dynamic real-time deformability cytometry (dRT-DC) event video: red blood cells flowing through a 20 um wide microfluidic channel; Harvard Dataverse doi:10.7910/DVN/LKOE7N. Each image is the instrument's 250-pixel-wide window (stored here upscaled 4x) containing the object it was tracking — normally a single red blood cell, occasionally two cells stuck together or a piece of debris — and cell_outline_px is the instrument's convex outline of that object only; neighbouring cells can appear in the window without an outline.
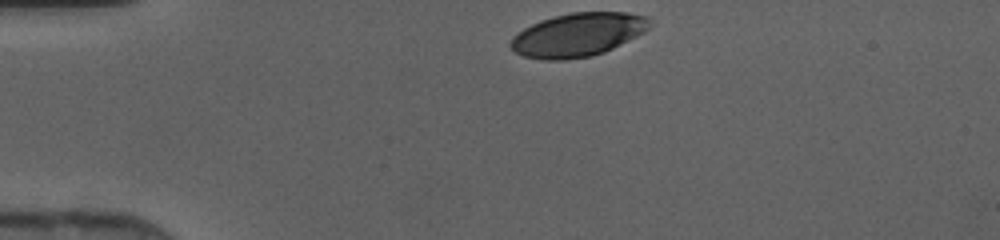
{"species": "human", "species_latin": "Homo sapiens", "temperature_condition": "cold", "stored_images_in_passage": 29, "camera_frame_rate_fps": 3000, "um_per_image_px": 0.085, "donor": {"sex": "female"}, "frame": {"image": 1, "passage_image": 1, "time_ms": 0.0, "image_size_px": [1000, 240], "cell_outline_px": [[652, 24], [644, 32], [604, 52], [592, 56], [564, 60], [540, 60], [524, 56], [516, 52], [508, 44], [512, 36], [524, 28], [540, 20], [572, 12], [628, 12], [648, 16], [652, 20]], "centroid_in_image_um": [49.12, 2.95], "position_along_channel_um": 35.9, "area_um2": 35.37}}
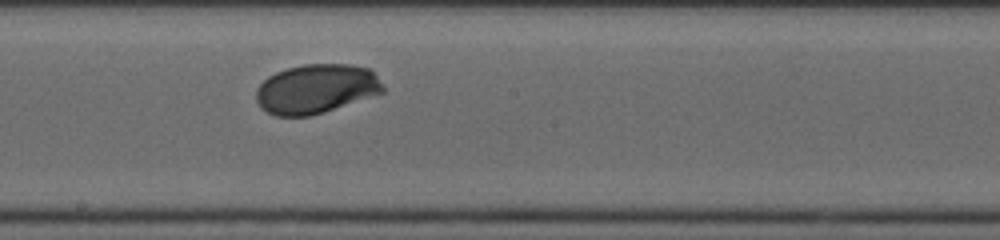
{"frame": {"image": 2, "passage_image": 17, "time_ms": 5.333, "image_size_px": [1000, 240], "cell_outline_px": [[384, 92], [324, 112], [308, 116], [276, 116], [260, 108], [256, 100], [256, 88], [268, 76], [276, 72], [288, 68], [304, 64], [352, 64], [368, 68], [376, 76], [384, 88]], "centroid_in_image_um": [26.84, 7.55], "position_along_channel_um": 221.4, "area_um2": 36.36}}
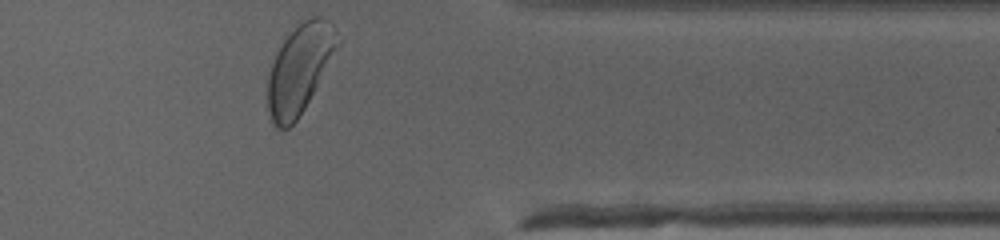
{"frame": {"image": 3, "passage_image": 29, "time_ms": 9.333, "image_size_px": [1000, 240], "cell_outline_px": [[340, 44], [304, 108], [296, 120], [288, 128], [276, 128], [272, 124], [268, 112], [268, 76], [276, 52], [284, 40], [304, 20], [312, 16], [320, 16], [328, 20], [336, 28]], "centroid_in_image_um": [25.47, 5.85], "position_along_channel_um": 385.9, "area_um2": 35.55}}